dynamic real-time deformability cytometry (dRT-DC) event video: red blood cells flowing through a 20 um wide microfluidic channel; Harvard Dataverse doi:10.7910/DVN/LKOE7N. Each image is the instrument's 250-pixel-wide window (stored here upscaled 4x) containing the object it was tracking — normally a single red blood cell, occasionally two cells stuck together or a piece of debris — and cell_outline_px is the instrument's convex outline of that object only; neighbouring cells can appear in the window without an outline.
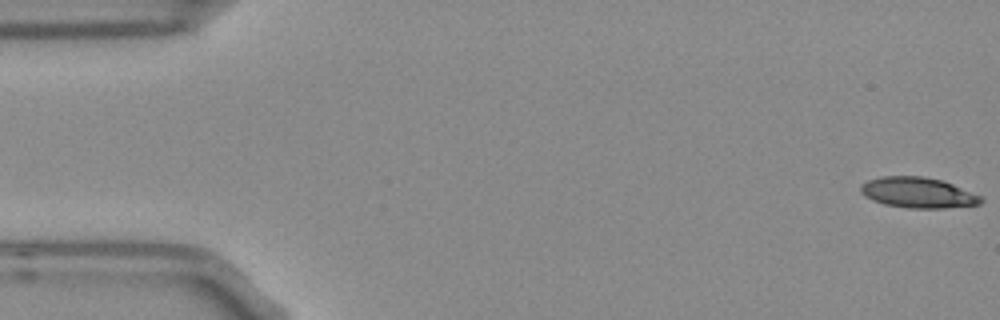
{"species": "Egyptian fruit bat (a non-hibernating species)", "species_latin": "Rousettus aegyptiacus", "temperature_condition": "room temperature", "stored_images_in_passage": 8, "camera_frame_rate_fps": 3000, "um_per_image_px": 0.085, "frame": {"image": 1, "passage_image": 1, "time_ms": 0.0, "image_size_px": [1000, 320], "cell_outline_px": [[984, 200], [980, 204], [944, 208], [908, 208], [884, 204], [872, 200], [864, 196], [860, 192], [860, 184], [868, 180], [880, 176], [924, 176], [940, 180], [952, 184], [984, 196]], "centroid_in_image_um": [78.02, 16.37], "position_along_channel_um": 7.0, "area_um2": 21.62}}